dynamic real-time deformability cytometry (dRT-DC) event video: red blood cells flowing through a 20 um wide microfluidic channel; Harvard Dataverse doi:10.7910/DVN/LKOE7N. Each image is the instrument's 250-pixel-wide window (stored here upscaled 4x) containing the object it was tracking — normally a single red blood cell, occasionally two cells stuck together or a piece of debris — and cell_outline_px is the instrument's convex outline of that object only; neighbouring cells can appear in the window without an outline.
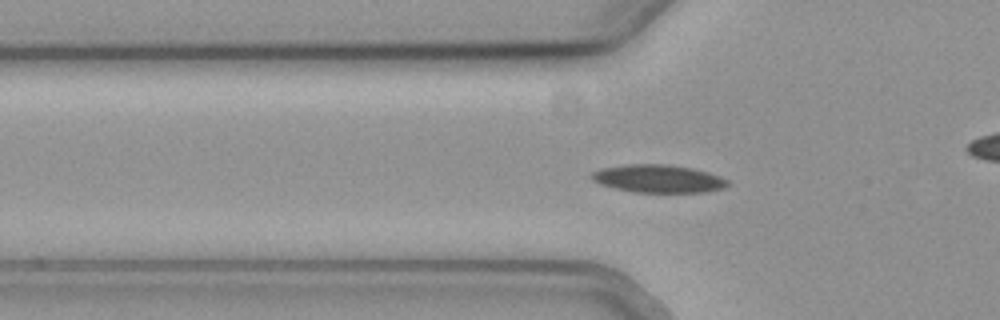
{"species": "common noctule bat (a hibernating species)", "species_latin": "Nyctalus noctula", "temperature_condition": "cold", "stored_images_in_passage": 56, "camera_frame_rate_fps": 3000, "um_per_image_px": 0.085, "animal": {"sex": "female", "body_mass_g": 19.3, "forearm_length_mm": 54.1}, "frame": {"image": 1, "passage_image": 19, "time_ms": 6.0, "image_size_px": [1000, 320], "cell_outline_px": [[728, 184], [724, 188], [704, 192], [632, 192], [600, 184], [592, 180], [588, 176], [592, 172], [600, 168], [624, 164], [664, 164], [692, 168], [708, 172], [720, 176], [728, 180]], "centroid_in_image_um": [55.91, 15.18], "position_along_channel_um": 69.9, "area_um2": 22.2}}
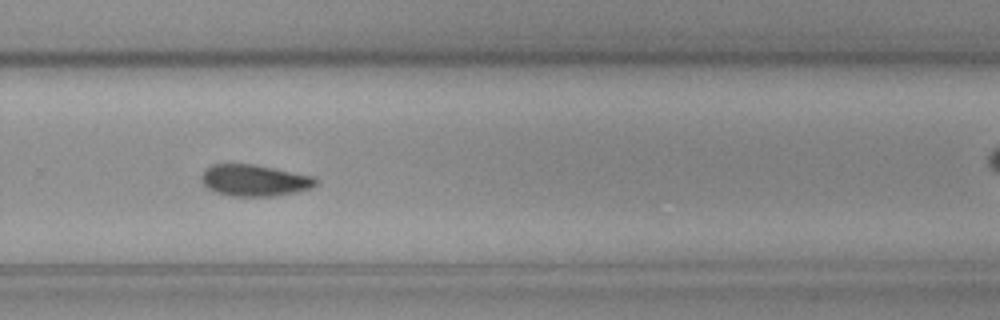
{"frame": {"image": 2, "passage_image": 38, "time_ms": 12.333, "image_size_px": [1000, 320], "cell_outline_px": [[320, 180], [316, 184], [308, 188], [296, 192], [276, 196], [228, 196], [212, 192], [200, 180], [200, 176], [204, 168], [212, 164], [256, 164], [312, 176]], "centroid_in_image_um": [21.57, 15.33], "position_along_channel_um": 308.2, "area_um2": 21.27}}
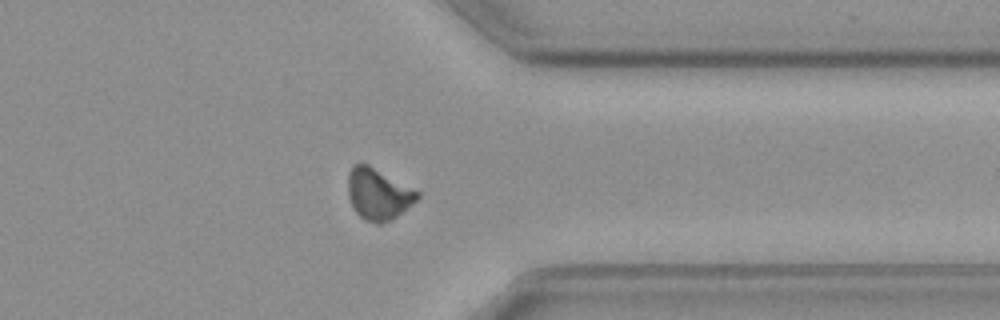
{"frame": {"image": 3, "passage_image": 44, "time_ms": 14.333, "image_size_px": [1000, 320], "cell_outline_px": [[420, 196], [416, 200], [392, 220], [380, 224], [376, 224], [364, 220], [352, 208], [348, 196], [348, 172], [356, 164], [368, 164], [420, 192]], "centroid_in_image_um": [32.13, 16.52], "position_along_channel_um": 379.3, "area_um2": 20.69}, "authors_computed_cell_mechanics": {"area_um2": 20.9814, "velocity_mm_per_s": 3.7855, "shape_relaxation_time_tau1_ms": 7.6035, "shape_relaxation_time_tau2_ms": null, "deformation_change_tau1": 0.1367, "deformation_change_tau2": null}}